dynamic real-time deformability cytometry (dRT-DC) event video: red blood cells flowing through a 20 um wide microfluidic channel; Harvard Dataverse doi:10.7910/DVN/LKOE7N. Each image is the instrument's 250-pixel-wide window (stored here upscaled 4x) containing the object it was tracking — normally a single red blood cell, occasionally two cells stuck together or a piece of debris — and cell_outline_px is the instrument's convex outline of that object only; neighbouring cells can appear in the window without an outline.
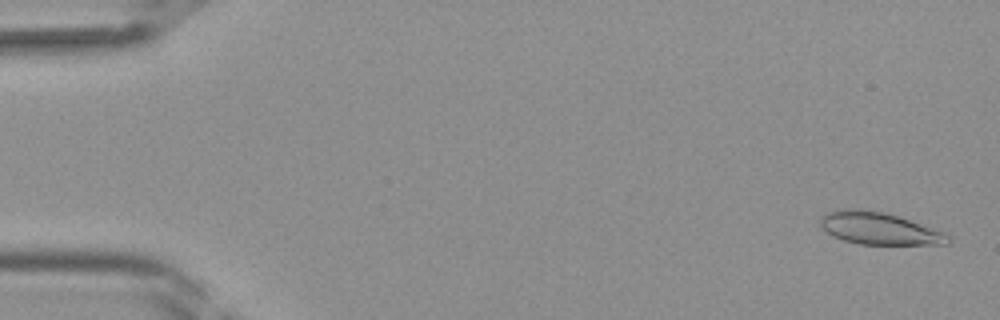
{"species": "Egyptian fruit bat (a non-hibernating species)", "species_latin": "Rousettus aegyptiacus", "temperature_condition": "room temperature", "stored_images_in_passage": 41, "camera_frame_rate_fps": 3000, "um_per_image_px": 0.085, "frame": {"image": 1, "passage_image": 2, "time_ms": 0.333, "image_size_px": [1000, 320], "cell_outline_px": [[952, 240], [948, 244], [860, 244], [844, 240], [832, 236], [820, 228], [820, 216], [828, 212], [840, 208], [860, 208], [880, 212], [896, 216], [944, 232]], "centroid_in_image_um": [74.65, 19.41], "position_along_channel_um": 10.4, "area_um2": 23.81}}
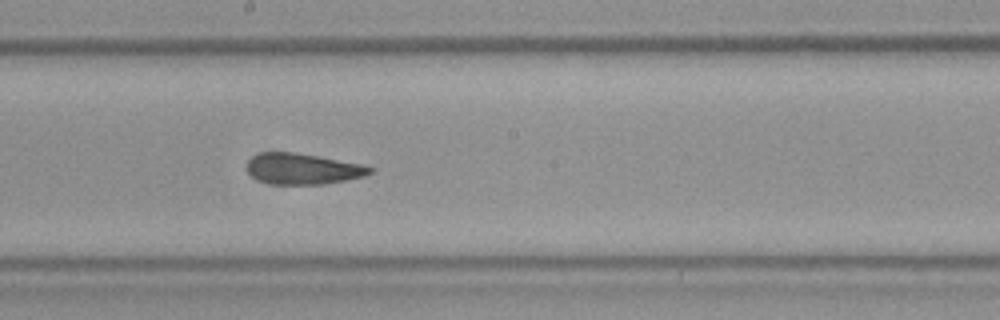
{"frame": {"image": 2, "passage_image": 23, "time_ms": 7.333, "image_size_px": [1000, 320], "cell_outline_px": [[376, 168], [372, 172], [364, 176], [324, 184], [272, 184], [260, 180], [252, 176], [244, 168], [244, 164], [252, 156], [260, 152], [296, 152], [320, 156], [364, 164]], "centroid_in_image_um": [25.72, 14.33], "position_along_channel_um": 222.5, "area_um2": 22.48}}
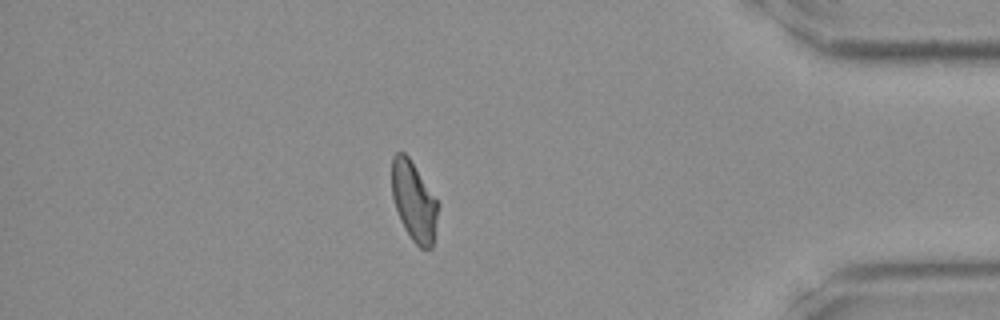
{"frame": {"image": 3, "passage_image": 36, "time_ms": 11.667, "image_size_px": [1000, 320], "cell_outline_px": [[440, 204], [432, 248], [420, 248], [412, 240], [404, 228], [400, 220], [392, 196], [392, 156], [396, 152], [404, 152], [408, 156]], "centroid_in_image_um": [35.19, 17.12], "position_along_channel_um": 400.0, "area_um2": 21.39}}